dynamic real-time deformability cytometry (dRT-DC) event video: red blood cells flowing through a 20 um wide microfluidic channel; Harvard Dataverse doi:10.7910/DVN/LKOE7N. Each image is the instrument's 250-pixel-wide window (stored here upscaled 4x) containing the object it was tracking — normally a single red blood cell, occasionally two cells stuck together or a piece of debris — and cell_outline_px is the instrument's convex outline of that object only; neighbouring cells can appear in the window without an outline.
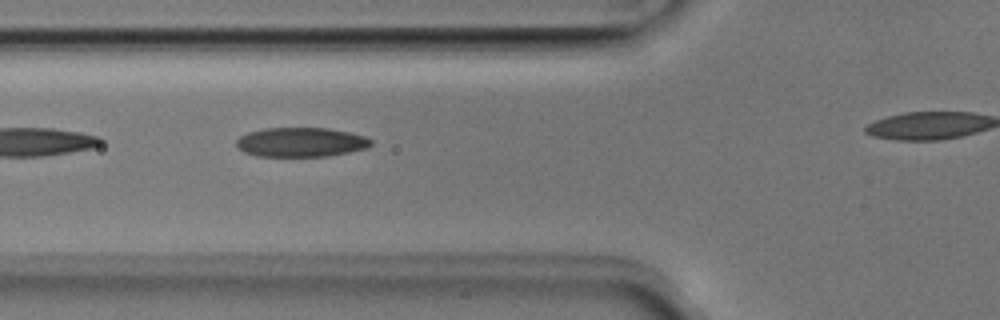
{"species": "Egyptian fruit bat (a non-hibernating species)", "species_latin": "Rousettus aegyptiacus", "temperature_condition": "room temperature", "stored_images_in_passage": 26, "camera_frame_rate_fps": 3000, "um_per_image_px": 0.085, "animal": {"sex": "male"}, "frame": {"image": 1, "passage_image": 3, "time_ms": 0.667, "image_size_px": [1000, 320], "cell_outline_px": [[372, 144], [368, 148], [328, 156], [256, 156], [244, 152], [236, 144], [236, 140], [240, 136], [248, 132], [264, 128], [328, 128], [348, 132], [364, 136], [372, 140]], "centroid_in_image_um": [25.58, 12.08], "position_along_channel_um": 100.2, "area_um2": 23.0}}
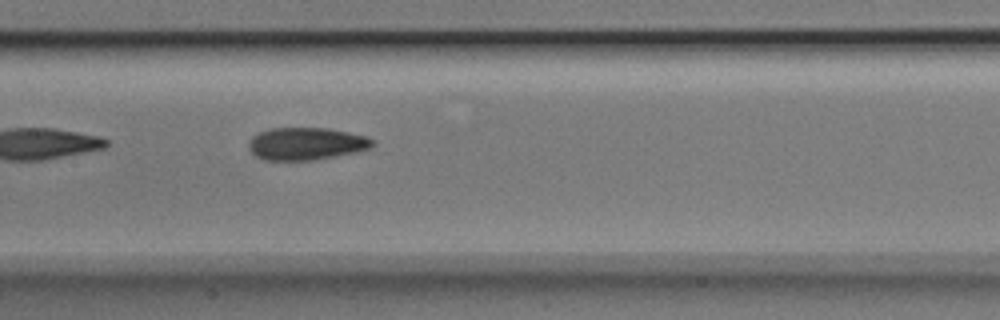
{"frame": {"image": 2, "passage_image": 9, "time_ms": 2.667, "image_size_px": [1000, 320], "cell_outline_px": [[376, 144], [372, 148], [356, 152], [312, 160], [264, 160], [256, 156], [248, 148], [248, 144], [252, 136], [256, 132], [268, 128], [328, 128], [368, 136], [376, 140]], "centroid_in_image_um": [26.05, 12.2], "position_along_channel_um": 181.4, "area_um2": 23.76}}
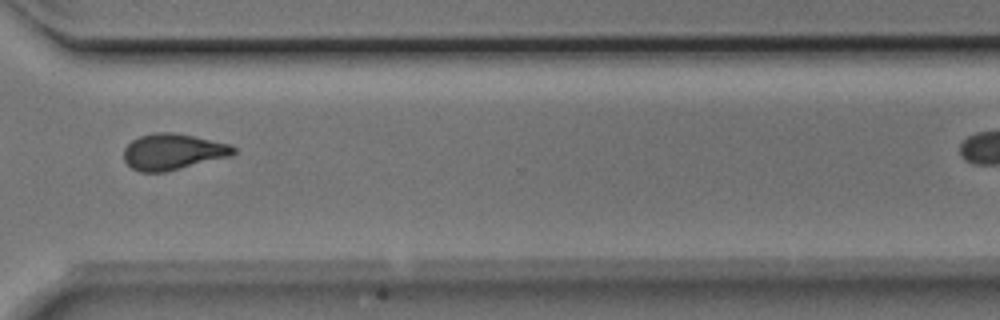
{"frame": {"image": 3, "passage_image": 22, "time_ms": 7.0, "image_size_px": [1000, 320], "cell_outline_px": [[236, 152], [232, 156], [164, 172], [140, 172], [132, 168], [124, 160], [124, 148], [132, 140], [140, 136], [156, 132], [172, 132], [232, 144], [236, 148]], "centroid_in_image_um": [14.71, 12.9], "position_along_channel_um": 355.9, "area_um2": 23.06}}